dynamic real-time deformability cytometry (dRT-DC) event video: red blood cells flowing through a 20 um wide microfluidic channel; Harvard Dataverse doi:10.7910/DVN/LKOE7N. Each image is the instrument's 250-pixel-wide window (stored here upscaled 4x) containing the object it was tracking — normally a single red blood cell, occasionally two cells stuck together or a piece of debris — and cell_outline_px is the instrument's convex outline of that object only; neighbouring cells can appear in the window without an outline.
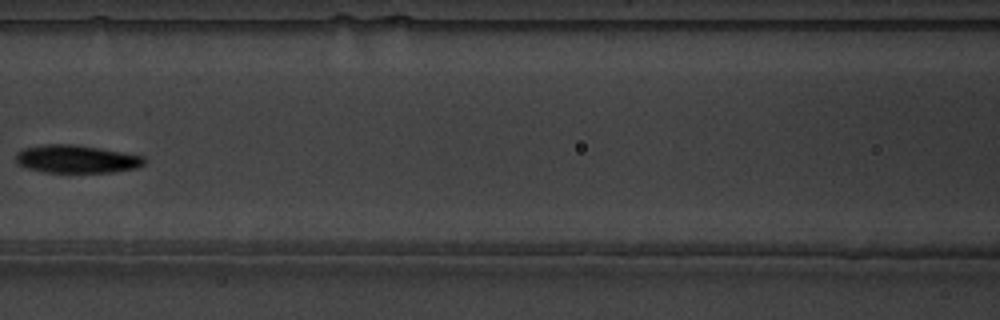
{"species": "common noctule bat (a hibernating species)", "species_latin": "Nyctalus noctula", "temperature_condition": "warm", "stored_images_in_passage": 7, "camera_frame_rate_fps": 3000, "um_per_image_px": 0.085, "animal": {"sex": "male", "body_mass_g": 19.5, "forearm_length_mm": 54.6}, "frame": {"image": 1, "passage_image": 7, "time_ms": 2.0, "image_size_px": [1000, 320], "cell_outline_px": [[144, 164], [136, 168], [112, 172], [44, 172], [28, 168], [20, 164], [16, 160], [16, 152], [24, 148], [44, 144], [76, 144], [100, 148], [144, 156]], "centroid_in_image_um": [6.5, 13.51], "position_along_channel_um": 160.1, "area_um2": 20.81}}